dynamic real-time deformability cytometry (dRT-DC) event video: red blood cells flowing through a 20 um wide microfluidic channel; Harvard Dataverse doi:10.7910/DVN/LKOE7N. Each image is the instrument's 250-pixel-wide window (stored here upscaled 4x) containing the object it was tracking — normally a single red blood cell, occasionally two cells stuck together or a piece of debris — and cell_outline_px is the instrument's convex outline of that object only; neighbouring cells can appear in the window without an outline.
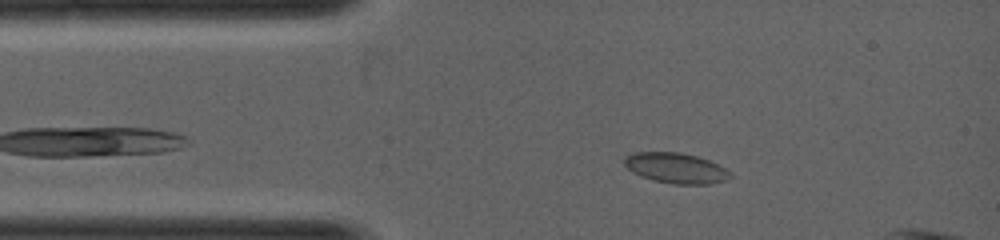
{"species": "common noctule bat (a hibernating species)", "species_latin": "Nyctalus noctula", "temperature_condition": "warm", "stored_images_in_passage": 33, "camera_frame_rate_fps": 5000, "um_per_image_px": 0.085, "animal": {"sex": "female", "body_mass_g": 19.0, "forearm_length_mm": 53.3}, "frame": {"image": 1, "passage_image": 5, "time_ms": 0.8, "image_size_px": [1000, 240], "cell_outline_px": [[732, 176], [728, 180], [708, 184], [672, 184], [652, 180], [640, 176], [632, 172], [624, 164], [624, 156], [632, 152], [680, 152], [696, 156], [708, 160], [724, 168]], "centroid_in_image_um": [57.4, 14.29], "position_along_channel_um": 27.6, "area_um2": 18.79}}
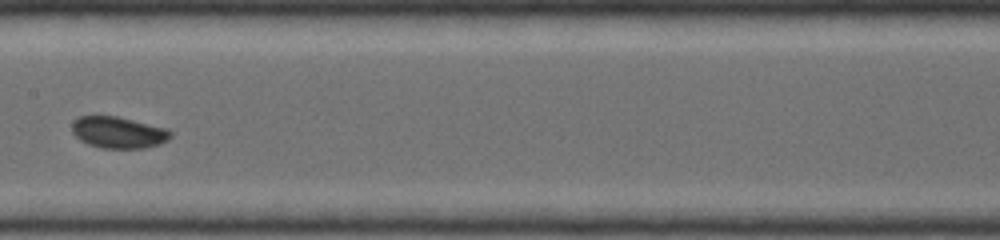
{"frame": {"image": 2, "passage_image": 16, "time_ms": 3.0, "image_size_px": [1000, 240], "cell_outline_px": [[172, 136], [168, 140], [160, 144], [144, 148], [104, 148], [88, 144], [80, 140], [72, 132], [72, 120], [80, 116], [116, 116], [168, 128], [172, 132]], "centroid_in_image_um": [10.08, 11.25], "position_along_channel_um": 197.3, "area_um2": 18.21}}
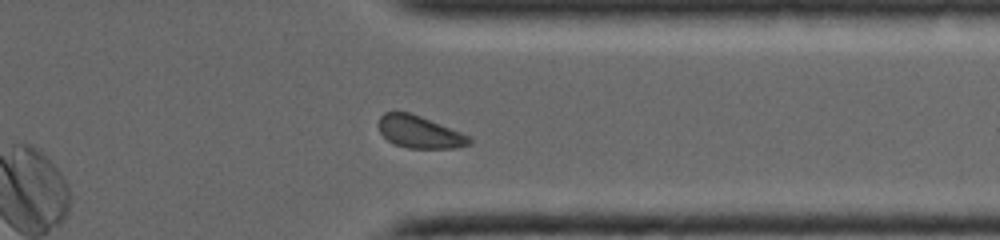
{"frame": {"image": 3, "passage_image": 26, "time_ms": 5.0, "image_size_px": [1000, 240], "cell_outline_px": [[472, 140], [468, 144], [456, 148], [408, 148], [396, 144], [388, 140], [380, 132], [376, 124], [380, 116], [384, 112], [408, 112], [420, 116], [472, 136]], "centroid_in_image_um": [35.65, 11.21], "position_along_channel_um": 375.8, "area_um2": 17.11}}